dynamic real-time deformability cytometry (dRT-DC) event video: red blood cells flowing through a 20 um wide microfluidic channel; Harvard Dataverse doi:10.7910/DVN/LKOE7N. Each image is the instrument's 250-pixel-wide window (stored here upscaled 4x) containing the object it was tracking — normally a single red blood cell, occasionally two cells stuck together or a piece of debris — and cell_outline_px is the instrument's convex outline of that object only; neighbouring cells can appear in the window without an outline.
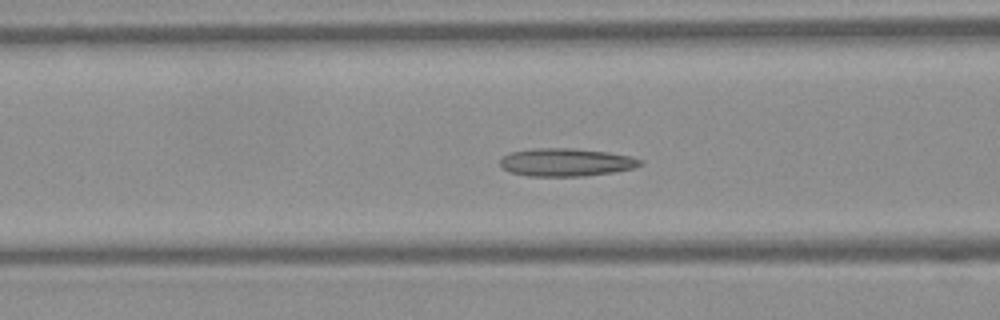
{"species": "Egyptian fruit bat (a non-hibernating species)", "species_latin": "Rousettus aegyptiacus", "temperature_condition": "warm", "stored_images_in_passage": 49, "camera_frame_rate_fps": 3000, "um_per_image_px": 0.085, "frame": {"image": 1, "passage_image": 19, "time_ms": 6.0, "image_size_px": [1000, 320], "cell_outline_px": [[644, 164], [636, 168], [616, 172], [584, 176], [528, 176], [512, 172], [500, 168], [500, 160], [508, 152], [532, 148], [572, 148], [608, 152], [632, 156], [644, 160]], "centroid_in_image_um": [48.16, 13.79], "position_along_channel_um": 118.4, "area_um2": 23.24}}
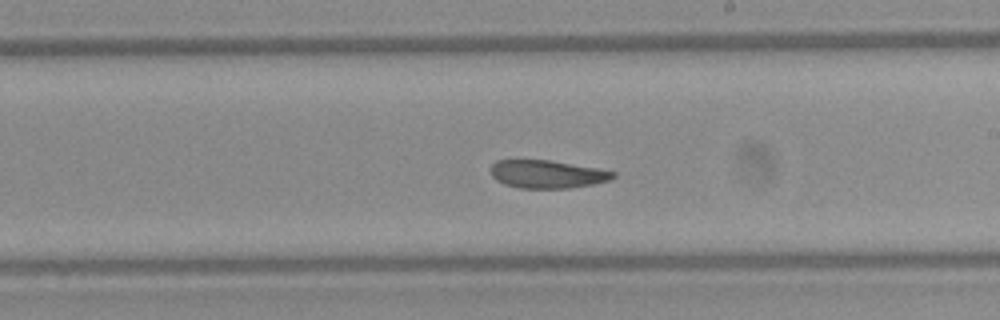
{"frame": {"image": 2, "passage_image": 28, "time_ms": 9.0, "image_size_px": [1000, 320], "cell_outline_px": [[616, 176], [608, 180], [592, 184], [568, 188], [520, 188], [504, 184], [496, 180], [492, 176], [492, 164], [496, 160], [552, 160], [596, 168], [616, 172]], "centroid_in_image_um": [46.5, 14.8], "position_along_channel_um": 242.5, "area_um2": 19.83}}
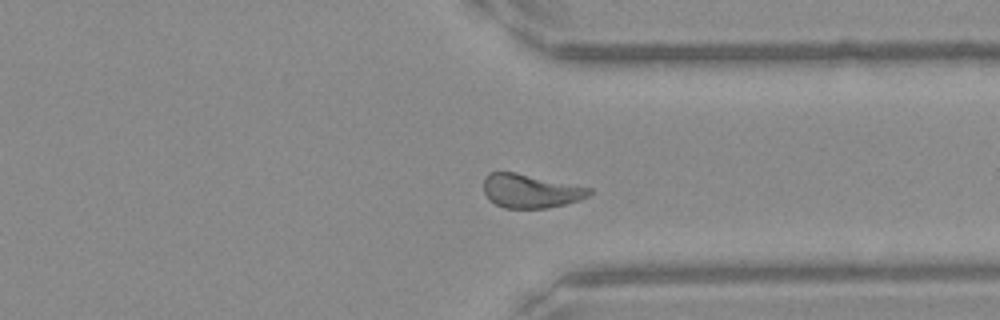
{"frame": {"image": 3, "passage_image": 37, "time_ms": 12.0, "image_size_px": [1000, 320], "cell_outline_px": [[592, 192], [588, 196], [580, 200], [548, 208], [504, 208], [488, 200], [484, 192], [484, 180], [488, 172], [516, 172], [592, 188]], "centroid_in_image_um": [45.09, 16.23], "position_along_channel_um": 366.3, "area_um2": 20.87}, "authors_computed_cell_mechanics": {"area_um2": 21.9062, "velocity_mm_per_s": 4.1382, "shape_relaxation_time_tau1_ms": null, "shape_relaxation_time_tau2_ms": 3.6363, "deformation_change_tau1": null, "deformation_change_tau2": 0.0909}}